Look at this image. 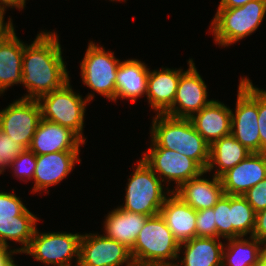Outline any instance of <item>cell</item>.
Returning a JSON list of instances; mask_svg holds the SVG:
<instances>
[{
	"mask_svg": "<svg viewBox=\"0 0 266 266\" xmlns=\"http://www.w3.org/2000/svg\"><path fill=\"white\" fill-rule=\"evenodd\" d=\"M70 81L56 32L41 31L32 43L25 44L22 60V85L28 94L20 98L38 99L60 89Z\"/></svg>",
	"mask_w": 266,
	"mask_h": 266,
	"instance_id": "obj_1",
	"label": "cell"
},
{
	"mask_svg": "<svg viewBox=\"0 0 266 266\" xmlns=\"http://www.w3.org/2000/svg\"><path fill=\"white\" fill-rule=\"evenodd\" d=\"M150 148H167L193 159L204 171L210 159V145L195 130L189 118L156 114L150 131Z\"/></svg>",
	"mask_w": 266,
	"mask_h": 266,
	"instance_id": "obj_2",
	"label": "cell"
},
{
	"mask_svg": "<svg viewBox=\"0 0 266 266\" xmlns=\"http://www.w3.org/2000/svg\"><path fill=\"white\" fill-rule=\"evenodd\" d=\"M179 245L165 219L158 214L147 219L130 253L135 266H174Z\"/></svg>",
	"mask_w": 266,
	"mask_h": 266,
	"instance_id": "obj_3",
	"label": "cell"
},
{
	"mask_svg": "<svg viewBox=\"0 0 266 266\" xmlns=\"http://www.w3.org/2000/svg\"><path fill=\"white\" fill-rule=\"evenodd\" d=\"M266 15V0H252L242 7L217 9L211 21L216 44L228 47L252 35Z\"/></svg>",
	"mask_w": 266,
	"mask_h": 266,
	"instance_id": "obj_4",
	"label": "cell"
},
{
	"mask_svg": "<svg viewBox=\"0 0 266 266\" xmlns=\"http://www.w3.org/2000/svg\"><path fill=\"white\" fill-rule=\"evenodd\" d=\"M128 181L125 188V204L120 208L149 217L160 214L161 207L168 195L172 193V189L164 188L165 185L160 178L142 158L137 162Z\"/></svg>",
	"mask_w": 266,
	"mask_h": 266,
	"instance_id": "obj_5",
	"label": "cell"
},
{
	"mask_svg": "<svg viewBox=\"0 0 266 266\" xmlns=\"http://www.w3.org/2000/svg\"><path fill=\"white\" fill-rule=\"evenodd\" d=\"M88 94L83 99L79 93L73 91L68 81L60 89L37 99L41 109V118L70 128L85 142L83 128L86 105L94 99L92 93Z\"/></svg>",
	"mask_w": 266,
	"mask_h": 266,
	"instance_id": "obj_6",
	"label": "cell"
},
{
	"mask_svg": "<svg viewBox=\"0 0 266 266\" xmlns=\"http://www.w3.org/2000/svg\"><path fill=\"white\" fill-rule=\"evenodd\" d=\"M240 79L235 114L231 113V135L251 153H260L258 88L247 76Z\"/></svg>",
	"mask_w": 266,
	"mask_h": 266,
	"instance_id": "obj_7",
	"label": "cell"
},
{
	"mask_svg": "<svg viewBox=\"0 0 266 266\" xmlns=\"http://www.w3.org/2000/svg\"><path fill=\"white\" fill-rule=\"evenodd\" d=\"M120 62L114 57V52L90 41L80 62L83 83L94 93L116 102V77Z\"/></svg>",
	"mask_w": 266,
	"mask_h": 266,
	"instance_id": "obj_8",
	"label": "cell"
},
{
	"mask_svg": "<svg viewBox=\"0 0 266 266\" xmlns=\"http://www.w3.org/2000/svg\"><path fill=\"white\" fill-rule=\"evenodd\" d=\"M82 234L67 232L40 233L37 228L30 245L23 252L46 265L71 266L72 258L79 263L80 240Z\"/></svg>",
	"mask_w": 266,
	"mask_h": 266,
	"instance_id": "obj_9",
	"label": "cell"
},
{
	"mask_svg": "<svg viewBox=\"0 0 266 266\" xmlns=\"http://www.w3.org/2000/svg\"><path fill=\"white\" fill-rule=\"evenodd\" d=\"M41 120V109L36 99L20 98L0 110V130L14 143L28 149Z\"/></svg>",
	"mask_w": 266,
	"mask_h": 266,
	"instance_id": "obj_10",
	"label": "cell"
},
{
	"mask_svg": "<svg viewBox=\"0 0 266 266\" xmlns=\"http://www.w3.org/2000/svg\"><path fill=\"white\" fill-rule=\"evenodd\" d=\"M142 160L152 169L162 182L170 186L174 181L177 189L181 184L202 174L204 170L191 158L167 148H149Z\"/></svg>",
	"mask_w": 266,
	"mask_h": 266,
	"instance_id": "obj_11",
	"label": "cell"
},
{
	"mask_svg": "<svg viewBox=\"0 0 266 266\" xmlns=\"http://www.w3.org/2000/svg\"><path fill=\"white\" fill-rule=\"evenodd\" d=\"M135 266L130 249L104 234H82L78 266Z\"/></svg>",
	"mask_w": 266,
	"mask_h": 266,
	"instance_id": "obj_12",
	"label": "cell"
},
{
	"mask_svg": "<svg viewBox=\"0 0 266 266\" xmlns=\"http://www.w3.org/2000/svg\"><path fill=\"white\" fill-rule=\"evenodd\" d=\"M189 68L181 75L172 106L164 113L176 118H190L201 111L212 100L208 99L207 86L199 74L193 59Z\"/></svg>",
	"mask_w": 266,
	"mask_h": 266,
	"instance_id": "obj_13",
	"label": "cell"
},
{
	"mask_svg": "<svg viewBox=\"0 0 266 266\" xmlns=\"http://www.w3.org/2000/svg\"><path fill=\"white\" fill-rule=\"evenodd\" d=\"M265 178L266 152L251 153L220 176L224 194L238 196H243Z\"/></svg>",
	"mask_w": 266,
	"mask_h": 266,
	"instance_id": "obj_14",
	"label": "cell"
},
{
	"mask_svg": "<svg viewBox=\"0 0 266 266\" xmlns=\"http://www.w3.org/2000/svg\"><path fill=\"white\" fill-rule=\"evenodd\" d=\"M80 151H59L36 155L34 186L31 192L46 191L52 185H57L72 172L76 162L80 163Z\"/></svg>",
	"mask_w": 266,
	"mask_h": 266,
	"instance_id": "obj_15",
	"label": "cell"
},
{
	"mask_svg": "<svg viewBox=\"0 0 266 266\" xmlns=\"http://www.w3.org/2000/svg\"><path fill=\"white\" fill-rule=\"evenodd\" d=\"M85 142L70 128L42 119L29 149L36 155L59 151H80Z\"/></svg>",
	"mask_w": 266,
	"mask_h": 266,
	"instance_id": "obj_16",
	"label": "cell"
},
{
	"mask_svg": "<svg viewBox=\"0 0 266 266\" xmlns=\"http://www.w3.org/2000/svg\"><path fill=\"white\" fill-rule=\"evenodd\" d=\"M225 104L213 100L189 119L195 130L211 145L214 141L231 134V113Z\"/></svg>",
	"mask_w": 266,
	"mask_h": 266,
	"instance_id": "obj_17",
	"label": "cell"
},
{
	"mask_svg": "<svg viewBox=\"0 0 266 266\" xmlns=\"http://www.w3.org/2000/svg\"><path fill=\"white\" fill-rule=\"evenodd\" d=\"M183 69L149 70L146 98L157 114H164L173 104Z\"/></svg>",
	"mask_w": 266,
	"mask_h": 266,
	"instance_id": "obj_18",
	"label": "cell"
},
{
	"mask_svg": "<svg viewBox=\"0 0 266 266\" xmlns=\"http://www.w3.org/2000/svg\"><path fill=\"white\" fill-rule=\"evenodd\" d=\"M202 172L199 176L181 184L172 192L194 210L213 208L217 201L224 195L220 177L213 175L212 179H206ZM202 177V178H201Z\"/></svg>",
	"mask_w": 266,
	"mask_h": 266,
	"instance_id": "obj_19",
	"label": "cell"
},
{
	"mask_svg": "<svg viewBox=\"0 0 266 266\" xmlns=\"http://www.w3.org/2000/svg\"><path fill=\"white\" fill-rule=\"evenodd\" d=\"M167 226L179 243L196 237L197 211L173 192L168 195L160 210Z\"/></svg>",
	"mask_w": 266,
	"mask_h": 266,
	"instance_id": "obj_20",
	"label": "cell"
},
{
	"mask_svg": "<svg viewBox=\"0 0 266 266\" xmlns=\"http://www.w3.org/2000/svg\"><path fill=\"white\" fill-rule=\"evenodd\" d=\"M15 30L0 41V96L10 86L22 83L24 46Z\"/></svg>",
	"mask_w": 266,
	"mask_h": 266,
	"instance_id": "obj_21",
	"label": "cell"
},
{
	"mask_svg": "<svg viewBox=\"0 0 266 266\" xmlns=\"http://www.w3.org/2000/svg\"><path fill=\"white\" fill-rule=\"evenodd\" d=\"M149 216L121 209L110 211L104 222L105 236L124 244L130 250Z\"/></svg>",
	"mask_w": 266,
	"mask_h": 266,
	"instance_id": "obj_22",
	"label": "cell"
},
{
	"mask_svg": "<svg viewBox=\"0 0 266 266\" xmlns=\"http://www.w3.org/2000/svg\"><path fill=\"white\" fill-rule=\"evenodd\" d=\"M224 245L220 238L194 237L180 243L177 259L181 260L174 266H222ZM182 249L184 250L183 259L179 257Z\"/></svg>",
	"mask_w": 266,
	"mask_h": 266,
	"instance_id": "obj_23",
	"label": "cell"
},
{
	"mask_svg": "<svg viewBox=\"0 0 266 266\" xmlns=\"http://www.w3.org/2000/svg\"><path fill=\"white\" fill-rule=\"evenodd\" d=\"M149 68L138 59L120 62L116 77V100L131 99L134 103L147 93Z\"/></svg>",
	"mask_w": 266,
	"mask_h": 266,
	"instance_id": "obj_24",
	"label": "cell"
},
{
	"mask_svg": "<svg viewBox=\"0 0 266 266\" xmlns=\"http://www.w3.org/2000/svg\"><path fill=\"white\" fill-rule=\"evenodd\" d=\"M250 154L251 152L231 134L224 136L210 145V159L205 171L208 173L217 167L213 174L216 177H220L227 170L246 159Z\"/></svg>",
	"mask_w": 266,
	"mask_h": 266,
	"instance_id": "obj_25",
	"label": "cell"
},
{
	"mask_svg": "<svg viewBox=\"0 0 266 266\" xmlns=\"http://www.w3.org/2000/svg\"><path fill=\"white\" fill-rule=\"evenodd\" d=\"M38 219L27 209L23 214L15 216V219L0 220V240L7 248L11 247L8 240L20 243L22 246L15 251L23 253L30 245Z\"/></svg>",
	"mask_w": 266,
	"mask_h": 266,
	"instance_id": "obj_26",
	"label": "cell"
},
{
	"mask_svg": "<svg viewBox=\"0 0 266 266\" xmlns=\"http://www.w3.org/2000/svg\"><path fill=\"white\" fill-rule=\"evenodd\" d=\"M249 239V240H248ZM222 251V266H257L264 243L250 236L227 239Z\"/></svg>",
	"mask_w": 266,
	"mask_h": 266,
	"instance_id": "obj_27",
	"label": "cell"
},
{
	"mask_svg": "<svg viewBox=\"0 0 266 266\" xmlns=\"http://www.w3.org/2000/svg\"><path fill=\"white\" fill-rule=\"evenodd\" d=\"M230 209L232 210L233 238L246 235L252 236L256 212L243 196L230 195Z\"/></svg>",
	"mask_w": 266,
	"mask_h": 266,
	"instance_id": "obj_28",
	"label": "cell"
},
{
	"mask_svg": "<svg viewBox=\"0 0 266 266\" xmlns=\"http://www.w3.org/2000/svg\"><path fill=\"white\" fill-rule=\"evenodd\" d=\"M214 222L216 223V238H233L232 210L230 195L224 194L213 207Z\"/></svg>",
	"mask_w": 266,
	"mask_h": 266,
	"instance_id": "obj_29",
	"label": "cell"
},
{
	"mask_svg": "<svg viewBox=\"0 0 266 266\" xmlns=\"http://www.w3.org/2000/svg\"><path fill=\"white\" fill-rule=\"evenodd\" d=\"M36 163V154L28 148L24 149L9 167L17 178L27 182V179L30 181L34 177Z\"/></svg>",
	"mask_w": 266,
	"mask_h": 266,
	"instance_id": "obj_30",
	"label": "cell"
},
{
	"mask_svg": "<svg viewBox=\"0 0 266 266\" xmlns=\"http://www.w3.org/2000/svg\"><path fill=\"white\" fill-rule=\"evenodd\" d=\"M27 209L15 193L0 191V220L15 219Z\"/></svg>",
	"mask_w": 266,
	"mask_h": 266,
	"instance_id": "obj_31",
	"label": "cell"
},
{
	"mask_svg": "<svg viewBox=\"0 0 266 266\" xmlns=\"http://www.w3.org/2000/svg\"><path fill=\"white\" fill-rule=\"evenodd\" d=\"M24 149L22 145L14 143L6 133L0 130V163L4 169L9 168Z\"/></svg>",
	"mask_w": 266,
	"mask_h": 266,
	"instance_id": "obj_32",
	"label": "cell"
},
{
	"mask_svg": "<svg viewBox=\"0 0 266 266\" xmlns=\"http://www.w3.org/2000/svg\"><path fill=\"white\" fill-rule=\"evenodd\" d=\"M213 208L197 211L196 237L216 238Z\"/></svg>",
	"mask_w": 266,
	"mask_h": 266,
	"instance_id": "obj_33",
	"label": "cell"
},
{
	"mask_svg": "<svg viewBox=\"0 0 266 266\" xmlns=\"http://www.w3.org/2000/svg\"><path fill=\"white\" fill-rule=\"evenodd\" d=\"M243 197L256 213L266 209V178L250 188Z\"/></svg>",
	"mask_w": 266,
	"mask_h": 266,
	"instance_id": "obj_34",
	"label": "cell"
},
{
	"mask_svg": "<svg viewBox=\"0 0 266 266\" xmlns=\"http://www.w3.org/2000/svg\"><path fill=\"white\" fill-rule=\"evenodd\" d=\"M258 126L260 153L266 152V90L258 88Z\"/></svg>",
	"mask_w": 266,
	"mask_h": 266,
	"instance_id": "obj_35",
	"label": "cell"
},
{
	"mask_svg": "<svg viewBox=\"0 0 266 266\" xmlns=\"http://www.w3.org/2000/svg\"><path fill=\"white\" fill-rule=\"evenodd\" d=\"M252 237L266 243V209L256 213L255 226Z\"/></svg>",
	"mask_w": 266,
	"mask_h": 266,
	"instance_id": "obj_36",
	"label": "cell"
},
{
	"mask_svg": "<svg viewBox=\"0 0 266 266\" xmlns=\"http://www.w3.org/2000/svg\"><path fill=\"white\" fill-rule=\"evenodd\" d=\"M5 12L6 9L0 7V41L15 29V27L13 26L12 19L10 17L6 23L4 22Z\"/></svg>",
	"mask_w": 266,
	"mask_h": 266,
	"instance_id": "obj_37",
	"label": "cell"
},
{
	"mask_svg": "<svg viewBox=\"0 0 266 266\" xmlns=\"http://www.w3.org/2000/svg\"><path fill=\"white\" fill-rule=\"evenodd\" d=\"M250 1H252V0H220V4L218 6V9L242 7Z\"/></svg>",
	"mask_w": 266,
	"mask_h": 266,
	"instance_id": "obj_38",
	"label": "cell"
},
{
	"mask_svg": "<svg viewBox=\"0 0 266 266\" xmlns=\"http://www.w3.org/2000/svg\"><path fill=\"white\" fill-rule=\"evenodd\" d=\"M26 0H0V7L6 8H17L24 9Z\"/></svg>",
	"mask_w": 266,
	"mask_h": 266,
	"instance_id": "obj_39",
	"label": "cell"
},
{
	"mask_svg": "<svg viewBox=\"0 0 266 266\" xmlns=\"http://www.w3.org/2000/svg\"><path fill=\"white\" fill-rule=\"evenodd\" d=\"M15 254H18L15 249L12 250L11 248H6L0 254V266H6Z\"/></svg>",
	"mask_w": 266,
	"mask_h": 266,
	"instance_id": "obj_40",
	"label": "cell"
},
{
	"mask_svg": "<svg viewBox=\"0 0 266 266\" xmlns=\"http://www.w3.org/2000/svg\"><path fill=\"white\" fill-rule=\"evenodd\" d=\"M257 266H266V243H264Z\"/></svg>",
	"mask_w": 266,
	"mask_h": 266,
	"instance_id": "obj_41",
	"label": "cell"
},
{
	"mask_svg": "<svg viewBox=\"0 0 266 266\" xmlns=\"http://www.w3.org/2000/svg\"><path fill=\"white\" fill-rule=\"evenodd\" d=\"M6 266H18L17 263L14 261V257L7 263Z\"/></svg>",
	"mask_w": 266,
	"mask_h": 266,
	"instance_id": "obj_42",
	"label": "cell"
},
{
	"mask_svg": "<svg viewBox=\"0 0 266 266\" xmlns=\"http://www.w3.org/2000/svg\"><path fill=\"white\" fill-rule=\"evenodd\" d=\"M7 247L2 243L0 240V254L6 249Z\"/></svg>",
	"mask_w": 266,
	"mask_h": 266,
	"instance_id": "obj_43",
	"label": "cell"
},
{
	"mask_svg": "<svg viewBox=\"0 0 266 266\" xmlns=\"http://www.w3.org/2000/svg\"><path fill=\"white\" fill-rule=\"evenodd\" d=\"M4 170L5 169L1 166V163H0V174H2L3 172H5Z\"/></svg>",
	"mask_w": 266,
	"mask_h": 266,
	"instance_id": "obj_44",
	"label": "cell"
}]
</instances>
